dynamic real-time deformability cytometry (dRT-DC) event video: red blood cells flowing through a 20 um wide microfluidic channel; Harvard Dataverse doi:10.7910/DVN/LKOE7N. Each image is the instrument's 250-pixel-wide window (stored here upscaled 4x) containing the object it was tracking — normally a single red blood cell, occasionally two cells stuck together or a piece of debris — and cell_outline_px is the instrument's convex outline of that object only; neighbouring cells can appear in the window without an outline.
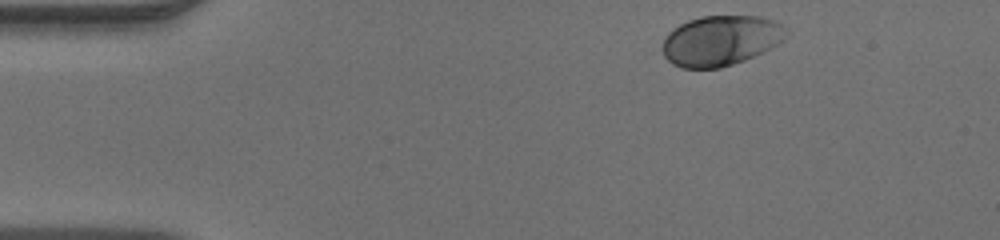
{"species": "human", "species_latin": "Homo sapiens", "temperature_condition": "warm", "stored_images_in_passage": 37, "camera_frame_rate_fps": 3000, "um_per_image_px": 0.085, "donor": {"sex": "male"}, "frame": {"image": 1, "passage_image": 1, "time_ms": 0.0, "image_size_px": [1000, 240], "cell_outline_px": [[784, 36], [776, 44], [744, 60], [720, 68], [684, 68], [672, 64], [664, 56], [660, 48], [668, 32], [672, 28], [688, 20], [700, 16], [760, 16], [776, 20], [780, 24]], "centroid_in_image_um": [61.15, 3.44], "position_along_channel_um": 23.8, "area_um2": 35.78}}
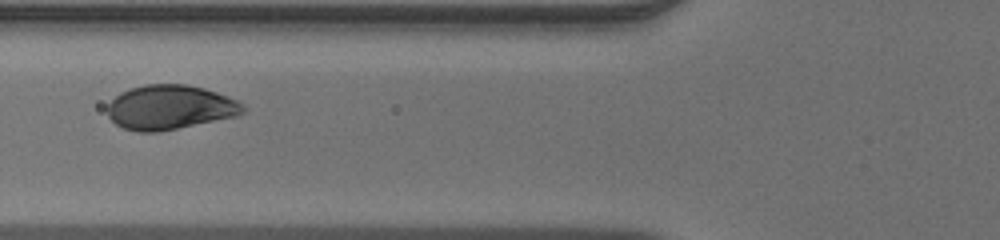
{"frame": {"image": 2, "passage_image": 13, "time_ms": 4.0, "image_size_px": [1000, 240], "cell_outline_px": [[248, 108], [244, 112], [236, 116], [156, 132], [136, 132], [124, 128], [116, 124], [108, 116], [108, 104], [120, 92], [144, 84], [184, 84], [204, 88], [228, 96], [244, 104]], "centroid_in_image_um": [14.46, 9.11], "position_along_channel_um": 111.3, "area_um2": 34.97}}
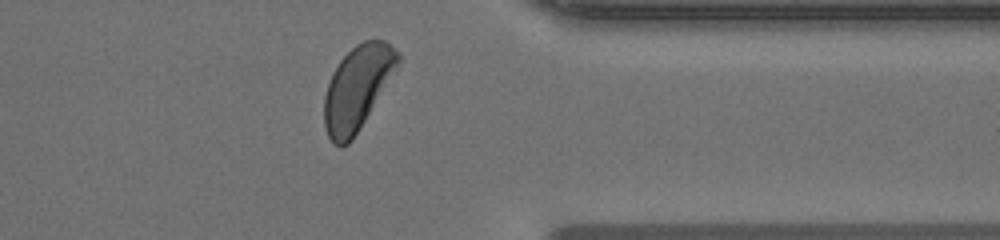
{"frame": {"image": 3, "passage_image": 33, "time_ms": 10.667, "image_size_px": [1000, 240], "cell_outline_px": [[400, 60], [396, 68], [352, 140], [348, 144], [340, 148], [332, 144], [328, 136], [324, 124], [324, 96], [332, 72], [340, 60], [356, 44], [364, 40], [384, 40], [396, 48], [400, 52]], "centroid_in_image_um": [30.35, 7.47], "position_along_channel_um": 381.1, "area_um2": 35.55}}